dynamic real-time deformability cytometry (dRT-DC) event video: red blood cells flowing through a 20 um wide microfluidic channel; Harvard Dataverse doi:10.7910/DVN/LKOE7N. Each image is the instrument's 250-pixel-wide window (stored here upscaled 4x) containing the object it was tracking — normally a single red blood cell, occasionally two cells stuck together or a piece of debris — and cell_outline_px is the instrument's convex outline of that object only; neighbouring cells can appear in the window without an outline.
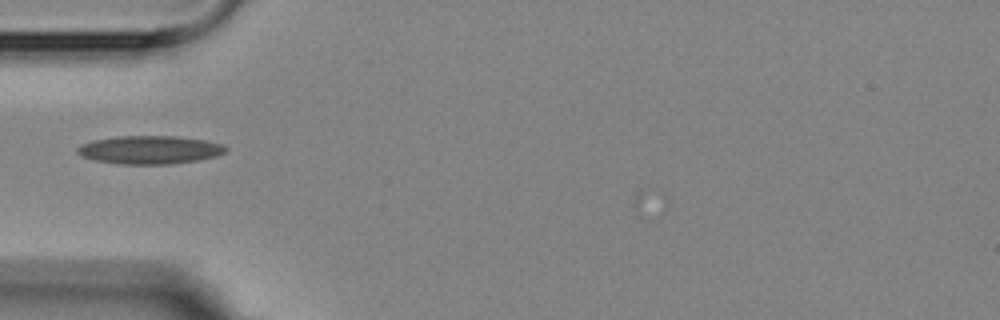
{"species": "Egyptian fruit bat (a non-hibernating species)", "species_latin": "Rousettus aegyptiacus", "temperature_condition": "room temperature", "stored_images_in_passage": 6, "camera_frame_rate_fps": 3000, "um_per_image_px": 0.085, "animal": {"sex": "female"}, "frame": {"image": 1, "passage_image": 6, "time_ms": 7.333, "image_size_px": [1000, 320], "cell_outline_px": [[228, 148], [224, 152], [216, 156], [196, 160], [168, 164], [120, 164], [96, 160], [80, 156], [76, 152], [76, 148], [80, 144], [92, 140], [116, 136], [176, 136], [204, 140], [224, 144]], "centroid_in_image_um": [12.69, 12.72], "position_along_channel_um": 72.3, "area_um2": 24.45}}